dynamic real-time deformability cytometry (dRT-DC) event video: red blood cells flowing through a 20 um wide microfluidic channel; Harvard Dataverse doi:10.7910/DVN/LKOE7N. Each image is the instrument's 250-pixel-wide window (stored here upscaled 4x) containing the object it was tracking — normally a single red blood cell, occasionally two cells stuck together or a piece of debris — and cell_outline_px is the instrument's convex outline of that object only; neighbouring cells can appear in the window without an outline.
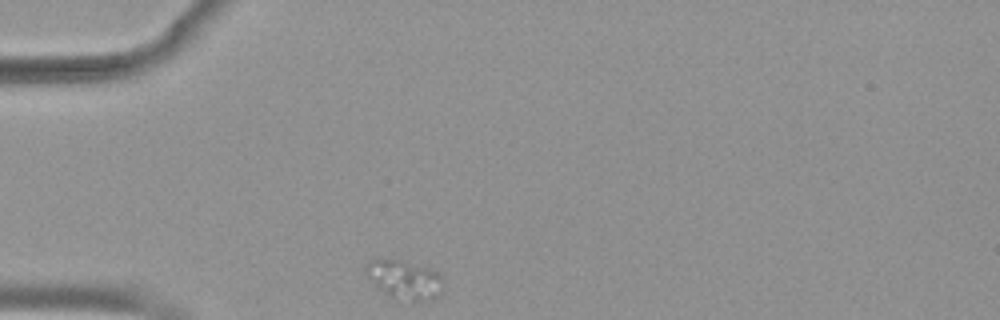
{"species": "common noctule bat (a hibernating species)", "species_latin": "Nyctalus noctula", "temperature_condition": "warm", "stored_images_in_passage": 23, "camera_frame_rate_fps": 3000, "um_per_image_px": 0.085, "animal": {"sex": "female", "body_mass_g": 19.9}, "frame": {"image": 1, "passage_image": 1, "time_ms": 0.0, "image_size_px": [1000, 320], "cell_outline_px": [[444, 288], [440, 296], [432, 300], [412, 300], [392, 296], [384, 292], [368, 276], [368, 260], [380, 256], [396, 260], [424, 268], [436, 272], [440, 276]], "centroid_in_image_um": [34.41, 23.76], "position_along_channel_um": 50.6, "area_um2": 16.82}}